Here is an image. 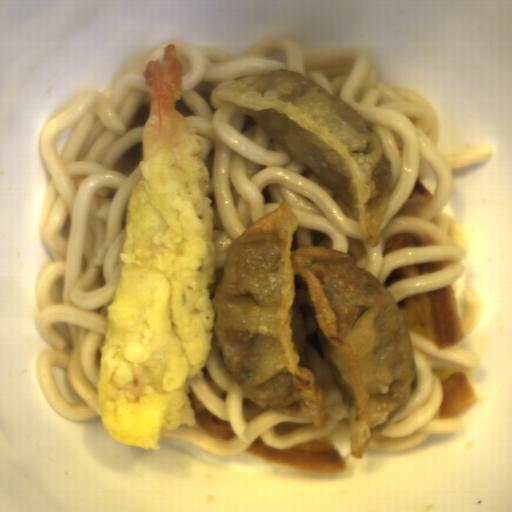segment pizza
<instances>
[{"instance_id": "pizza-1", "label": "pizza", "mask_w": 512, "mask_h": 512, "mask_svg": "<svg viewBox=\"0 0 512 512\" xmlns=\"http://www.w3.org/2000/svg\"><path fill=\"white\" fill-rule=\"evenodd\" d=\"M397 304L409 332L439 350L461 342L465 337L454 286L405 297Z\"/></svg>"}, {"instance_id": "pizza-2", "label": "pizza", "mask_w": 512, "mask_h": 512, "mask_svg": "<svg viewBox=\"0 0 512 512\" xmlns=\"http://www.w3.org/2000/svg\"><path fill=\"white\" fill-rule=\"evenodd\" d=\"M242 455L297 471L342 474L347 472L345 459L331 435L281 451L267 445L259 436L242 452Z\"/></svg>"}, {"instance_id": "pizza-3", "label": "pizza", "mask_w": 512, "mask_h": 512, "mask_svg": "<svg viewBox=\"0 0 512 512\" xmlns=\"http://www.w3.org/2000/svg\"><path fill=\"white\" fill-rule=\"evenodd\" d=\"M433 373L438 377L443 392L438 419H449L477 404L479 397L467 370L434 368Z\"/></svg>"}, {"instance_id": "pizza-4", "label": "pizza", "mask_w": 512, "mask_h": 512, "mask_svg": "<svg viewBox=\"0 0 512 512\" xmlns=\"http://www.w3.org/2000/svg\"><path fill=\"white\" fill-rule=\"evenodd\" d=\"M188 398L195 422L203 431L210 437L226 441L233 437L235 431L231 421H225L207 409L192 389L188 393Z\"/></svg>"}, {"instance_id": "pizza-5", "label": "pizza", "mask_w": 512, "mask_h": 512, "mask_svg": "<svg viewBox=\"0 0 512 512\" xmlns=\"http://www.w3.org/2000/svg\"><path fill=\"white\" fill-rule=\"evenodd\" d=\"M445 262L431 261L420 264H407L404 266L397 267L389 273L384 281V285L388 288L392 283L397 280L406 279L414 276L428 274L443 270Z\"/></svg>"}, {"instance_id": "pizza-6", "label": "pizza", "mask_w": 512, "mask_h": 512, "mask_svg": "<svg viewBox=\"0 0 512 512\" xmlns=\"http://www.w3.org/2000/svg\"><path fill=\"white\" fill-rule=\"evenodd\" d=\"M432 196L422 180H417L416 187L394 216H417L431 200Z\"/></svg>"}, {"instance_id": "pizza-7", "label": "pizza", "mask_w": 512, "mask_h": 512, "mask_svg": "<svg viewBox=\"0 0 512 512\" xmlns=\"http://www.w3.org/2000/svg\"><path fill=\"white\" fill-rule=\"evenodd\" d=\"M434 241L424 238L417 234H402L391 237L384 244L383 257L387 254L398 250L422 247V246H434Z\"/></svg>"}, {"instance_id": "pizza-8", "label": "pizza", "mask_w": 512, "mask_h": 512, "mask_svg": "<svg viewBox=\"0 0 512 512\" xmlns=\"http://www.w3.org/2000/svg\"><path fill=\"white\" fill-rule=\"evenodd\" d=\"M242 413L245 417V422H250L254 418L264 414L270 409L261 407L258 403L250 401L249 398H244L241 402Z\"/></svg>"}, {"instance_id": "pizza-9", "label": "pizza", "mask_w": 512, "mask_h": 512, "mask_svg": "<svg viewBox=\"0 0 512 512\" xmlns=\"http://www.w3.org/2000/svg\"><path fill=\"white\" fill-rule=\"evenodd\" d=\"M203 380L210 387V389L214 392V394L222 399H227V392H225L211 377L208 369L205 366V371L202 376Z\"/></svg>"}, {"instance_id": "pizza-10", "label": "pizza", "mask_w": 512, "mask_h": 512, "mask_svg": "<svg viewBox=\"0 0 512 512\" xmlns=\"http://www.w3.org/2000/svg\"><path fill=\"white\" fill-rule=\"evenodd\" d=\"M308 425H312L310 422L309 423H293V422H283V423H280L279 425L276 426V428L274 429L276 434H284V433H292L294 432L295 430L299 429V428H302V427H305V426H308Z\"/></svg>"}]
</instances>
